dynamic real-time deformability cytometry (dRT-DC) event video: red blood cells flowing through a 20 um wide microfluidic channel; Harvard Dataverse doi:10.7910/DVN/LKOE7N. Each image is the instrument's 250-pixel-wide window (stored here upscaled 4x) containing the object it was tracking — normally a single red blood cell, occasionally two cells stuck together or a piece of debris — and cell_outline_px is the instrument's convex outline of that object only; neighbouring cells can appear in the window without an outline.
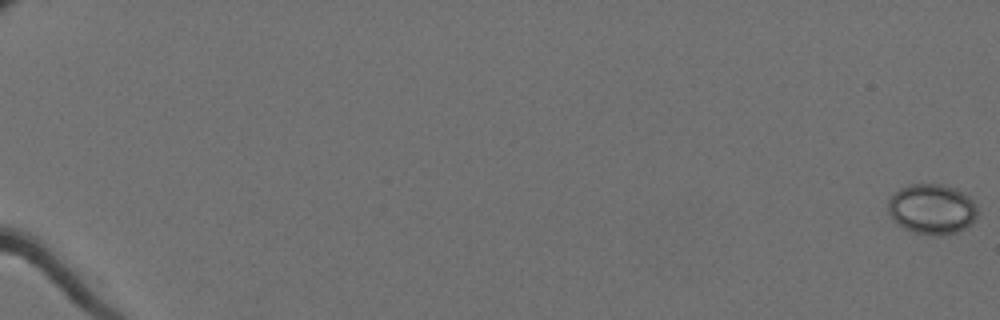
{"species": "Egyptian fruit bat (a non-hibernating species)", "species_latin": "Rousettus aegyptiacus", "temperature_condition": "cold", "stored_images_in_passage": 2, "camera_frame_rate_fps": 3000, "um_per_image_px": 0.085, "animal": {"sex": "female"}, "frame": {"image": 1, "passage_image": 1, "time_ms": 0.0, "image_size_px": [1000, 320], "cell_outline_px": [[976, 216], [960, 232], [940, 236], [916, 232], [904, 228], [892, 220], [888, 212], [888, 200], [900, 188], [908, 184], [944, 184], [956, 188], [968, 196], [976, 204]], "centroid_in_image_um": [79.19, 17.76], "position_along_channel_um": 5.8, "area_um2": 26.13}}